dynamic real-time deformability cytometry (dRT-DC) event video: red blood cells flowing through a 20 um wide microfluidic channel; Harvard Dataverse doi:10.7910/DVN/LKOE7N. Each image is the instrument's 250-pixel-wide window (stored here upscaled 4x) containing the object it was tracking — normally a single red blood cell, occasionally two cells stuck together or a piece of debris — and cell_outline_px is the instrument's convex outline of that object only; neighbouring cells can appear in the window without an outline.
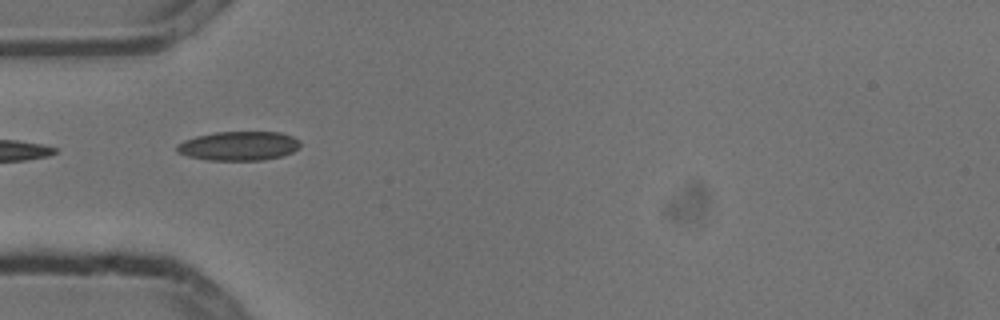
{"species": "common noctule bat (a hibernating species)", "species_latin": "Nyctalus noctula", "temperature_condition": "cold", "stored_images_in_passage": 6, "camera_frame_rate_fps": 3000, "um_per_image_px": 0.085, "animal": {"sex": "male", "body_mass_g": 13.3}, "frame": {"image": 1, "passage_image": 4, "time_ms": 1.0, "image_size_px": [1000, 320], "cell_outline_px": [[300, 148], [292, 152], [280, 156], [264, 160], [208, 160], [188, 156], [176, 152], [176, 144], [184, 140], [196, 136], [216, 132], [280, 132], [292, 136], [300, 140]], "centroid_in_image_um": [20.29, 12.4], "position_along_channel_um": 64.7, "area_um2": 21.04}}
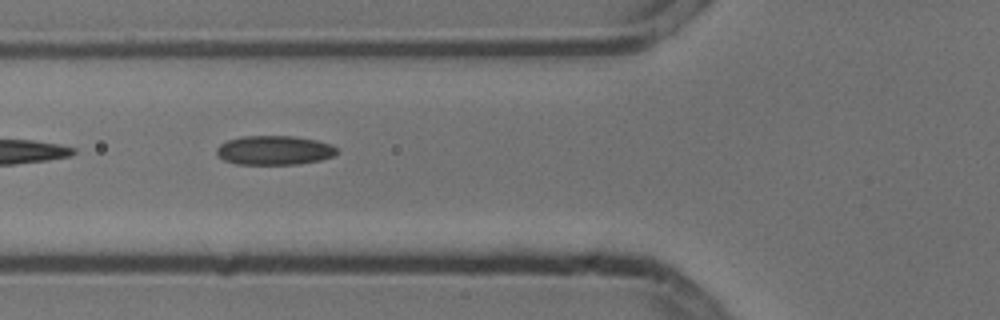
{"frame": {"image": 2, "passage_image": 5, "time_ms": 1.333, "image_size_px": [1000, 320], "cell_outline_px": [[340, 152], [332, 156], [320, 160], [300, 164], [236, 164], [224, 160], [216, 152], [216, 148], [220, 144], [228, 140], [240, 136], [292, 136], [316, 140], [328, 144], [336, 148]], "centroid_in_image_um": [23.3, 12.77], "position_along_channel_um": 102.5, "area_um2": 20.4}}
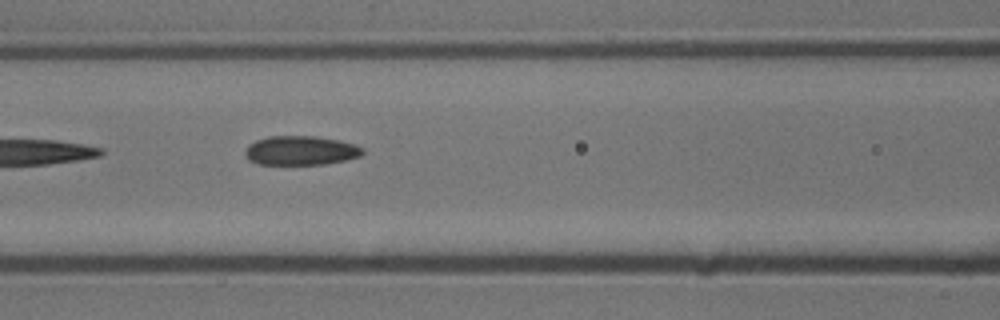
{"frame": {"image": 3, "passage_image": 6, "time_ms": 1.667, "image_size_px": [1000, 320], "cell_outline_px": [[364, 152], [360, 156], [344, 160], [324, 164], [260, 164], [248, 160], [244, 152], [248, 144], [256, 140], [268, 136], [316, 136], [340, 140], [356, 144], [364, 148]], "centroid_in_image_um": [25.56, 12.78], "position_along_channel_um": 141.0, "area_um2": 20.11}}